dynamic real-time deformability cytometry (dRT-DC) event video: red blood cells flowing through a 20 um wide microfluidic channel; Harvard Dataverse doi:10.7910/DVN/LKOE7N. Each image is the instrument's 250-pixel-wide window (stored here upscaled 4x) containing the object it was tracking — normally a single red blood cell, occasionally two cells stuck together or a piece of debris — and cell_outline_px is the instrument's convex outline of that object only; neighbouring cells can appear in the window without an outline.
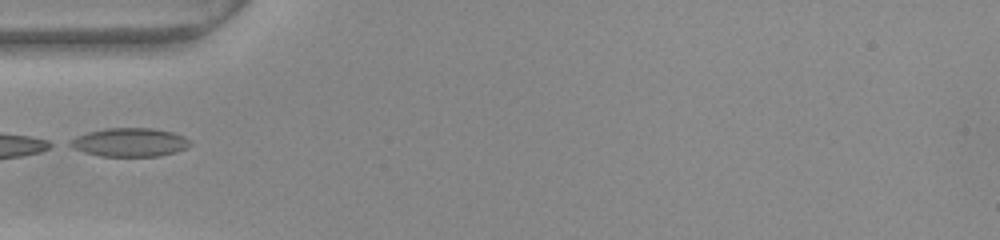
{"species": "common noctule bat (a hibernating species)", "species_latin": "Nyctalus noctula", "temperature_condition": "warm", "stored_images_in_passage": 34, "camera_frame_rate_fps": 3000, "um_per_image_px": 0.085, "animal": {"sex": "female", "body_mass_g": 22.0, "forearm_length_mm": 56.7}, "frame": {"image": 1, "passage_image": 1, "time_ms": 0.0, "image_size_px": [1000, 240], "cell_outline_px": [[192, 144], [188, 148], [176, 152], [160, 156], [100, 156], [84, 152], [68, 144], [68, 140], [76, 136], [88, 132], [104, 128], [152, 128], [172, 132], [184, 136]], "centroid_in_image_um": [11.04, 12.09], "position_along_channel_um": 74.0, "area_um2": 20.06}}
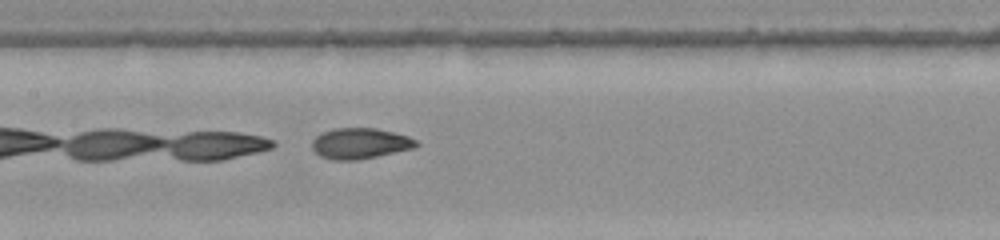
{"frame": {"image": 2, "passage_image": 9, "time_ms": 2.667, "image_size_px": [1000, 240], "cell_outline_px": [[420, 144], [412, 148], [376, 156], [356, 160], [336, 160], [320, 156], [312, 148], [312, 140], [316, 136], [324, 132], [336, 128], [376, 128], [408, 136], [416, 140]], "centroid_in_image_um": [30.59, 12.18], "position_along_channel_um": 176.8, "area_um2": 18.38}}
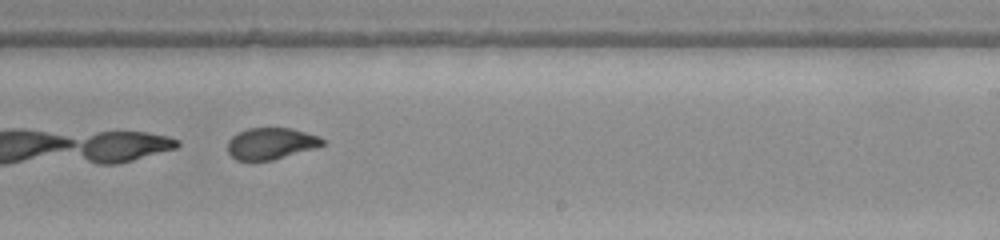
{"frame": {"image": 3, "passage_image": 16, "time_ms": 5.0, "image_size_px": [1000, 240], "cell_outline_px": [[328, 144], [316, 148], [272, 160], [236, 160], [228, 152], [228, 140], [232, 136], [248, 128], [292, 128], [320, 136]], "centroid_in_image_um": [23.08, 12.19], "position_along_channel_um": 265.9, "area_um2": 17.51}}